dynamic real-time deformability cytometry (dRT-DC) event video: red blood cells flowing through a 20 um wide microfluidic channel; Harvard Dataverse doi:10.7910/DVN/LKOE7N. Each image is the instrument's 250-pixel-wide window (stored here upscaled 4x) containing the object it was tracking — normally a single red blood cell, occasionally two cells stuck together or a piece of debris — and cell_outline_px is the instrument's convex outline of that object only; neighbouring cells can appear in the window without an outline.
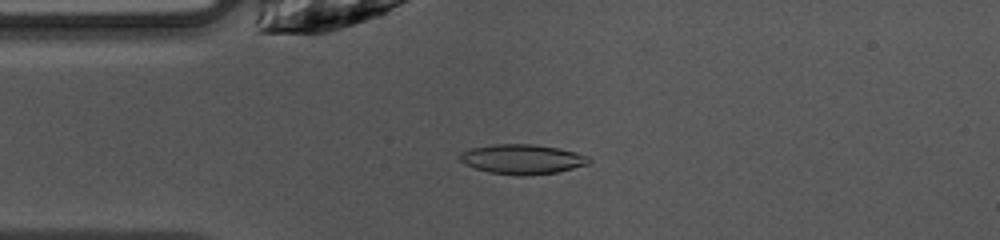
{"species": "common noctule bat (a hibernating species)", "species_latin": "Nyctalus noctula", "temperature_condition": "warm", "stored_images_in_passage": 46, "camera_frame_rate_fps": 3000, "um_per_image_px": 0.085, "animal": {"sex": "female", "body_mass_g": 10.0, "forearm_length_mm": 53.1}, "frame": {"image": 1, "passage_image": 9, "time_ms": 2.667, "image_size_px": [1000, 240], "cell_outline_px": [[592, 160], [588, 164], [556, 172], [524, 176], [516, 176], [488, 172], [464, 164], [460, 160], [460, 152], [468, 148], [496, 144], [532, 144], [560, 148], [576, 152], [588, 156]], "centroid_in_image_um": [44.38, 13.53], "position_along_channel_um": 40.6, "area_um2": 22.48}}
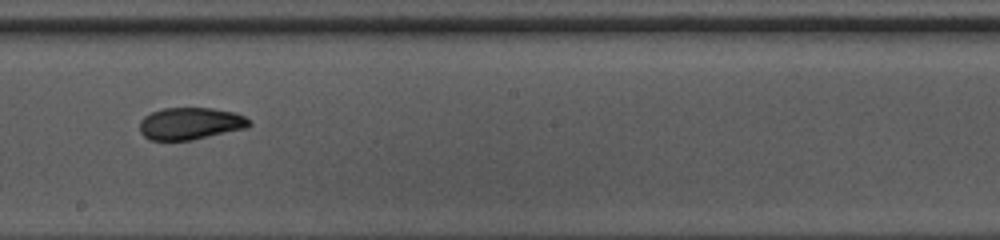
{"frame": {"image": 2, "passage_image": 24, "time_ms": 7.667, "image_size_px": [1000, 240], "cell_outline_px": [[252, 124], [248, 128], [192, 140], [148, 140], [140, 132], [140, 120], [144, 116], [152, 112], [164, 108], [212, 108], [236, 112], [244, 116]], "centroid_in_image_um": [16.19, 10.5], "position_along_channel_um": 232.0, "area_um2": 20.63}}
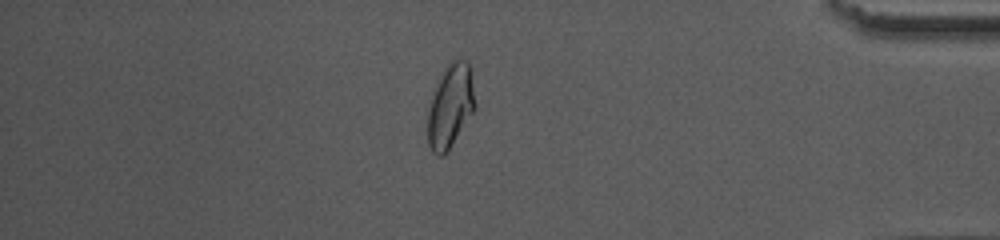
{"frame": {"image": 3, "passage_image": 39, "time_ms": 12.667, "image_size_px": [1000, 240], "cell_outline_px": [[476, 108], [444, 156], [436, 156], [432, 152], [428, 144], [428, 108], [432, 96], [440, 76], [444, 68], [456, 56], [468, 60], [476, 104]], "centroid_in_image_um": [38.28, 9.0], "position_along_channel_um": 396.9, "area_um2": 23.12}, "authors_computed_cell_mechanics": {"area_um2": 21.097, "velocity_mm_per_s": 4.0647, "shape_relaxation_time_tau1_ms": 6.3684, "shape_relaxation_time_tau2_ms": 2.3306, "deformation_change_tau1": 0.1933, "deformation_change_tau2": 0.0709}}